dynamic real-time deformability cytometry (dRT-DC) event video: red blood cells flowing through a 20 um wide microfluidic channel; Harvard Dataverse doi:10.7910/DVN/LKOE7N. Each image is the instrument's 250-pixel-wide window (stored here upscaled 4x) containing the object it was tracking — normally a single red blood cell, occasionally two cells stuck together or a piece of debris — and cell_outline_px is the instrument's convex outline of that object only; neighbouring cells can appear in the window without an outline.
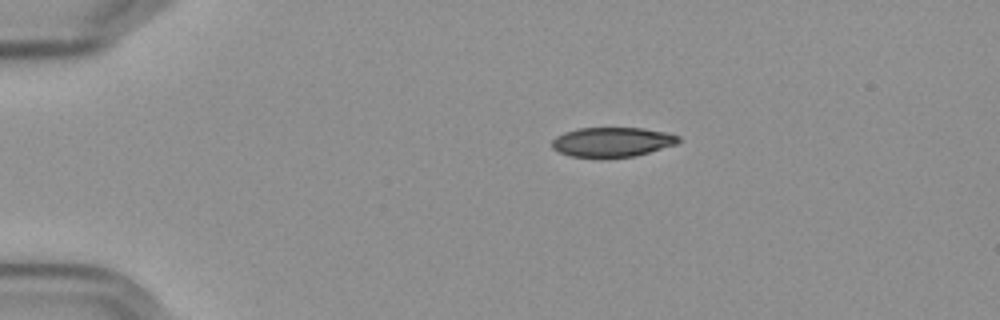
{"species": "Egyptian fruit bat (a non-hibernating species)", "species_latin": "Rousettus aegyptiacus", "temperature_condition": "cold", "stored_images_in_passage": 46, "camera_frame_rate_fps": 3000, "um_per_image_px": 0.085, "frame": {"image": 1, "passage_image": 1, "time_ms": 0.0, "image_size_px": [1000, 320], "cell_outline_px": [[680, 140], [676, 144], [636, 156], [568, 156], [552, 148], [552, 140], [556, 136], [564, 132], [580, 128], [644, 128], [664, 132], [680, 136]], "centroid_in_image_um": [52.03, 12.05], "position_along_channel_um": 33.0, "area_um2": 21.44}}
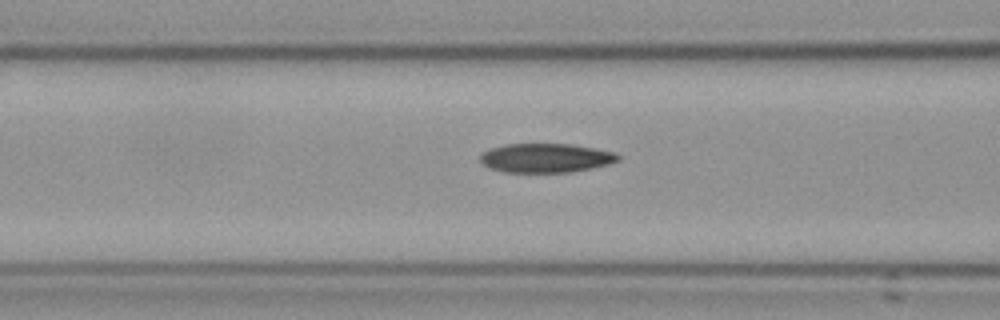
{"frame": {"image": 2, "passage_image": 13, "time_ms": 4.0, "image_size_px": [1000, 320], "cell_outline_px": [[620, 160], [608, 164], [592, 168], [568, 172], [504, 172], [492, 168], [484, 164], [480, 160], [480, 156], [484, 152], [492, 148], [508, 144], [572, 144], [596, 148], [612, 152], [620, 156]], "centroid_in_image_um": [46.43, 13.42], "position_along_channel_um": 120.2, "area_um2": 23.12}}
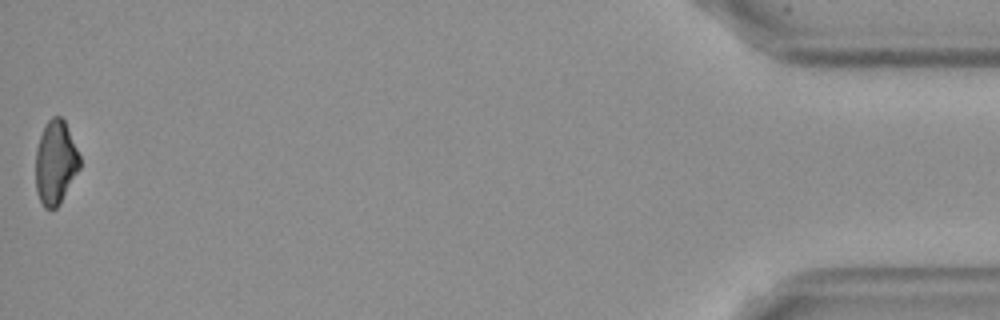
{"frame": {"image": 3, "passage_image": 46, "time_ms": 15.0, "image_size_px": [1000, 320], "cell_outline_px": [[80, 168], [60, 204], [56, 208], [44, 208], [36, 192], [36, 148], [40, 136], [48, 120], [52, 116], [60, 116], [64, 120], [80, 156]], "centroid_in_image_um": [4.72, 13.83], "position_along_channel_um": 430.5, "area_um2": 21.44}, "authors_computed_cell_mechanics": {"area_um2": 23.409, "velocity_mm_per_s": 3.6065, "shape_relaxation_time_tau1_ms": 6.0259, "shape_relaxation_time_tau2_ms": 6.5538, "deformation_change_tau1": 0.15, "deformation_change_tau2": 0.1334}}